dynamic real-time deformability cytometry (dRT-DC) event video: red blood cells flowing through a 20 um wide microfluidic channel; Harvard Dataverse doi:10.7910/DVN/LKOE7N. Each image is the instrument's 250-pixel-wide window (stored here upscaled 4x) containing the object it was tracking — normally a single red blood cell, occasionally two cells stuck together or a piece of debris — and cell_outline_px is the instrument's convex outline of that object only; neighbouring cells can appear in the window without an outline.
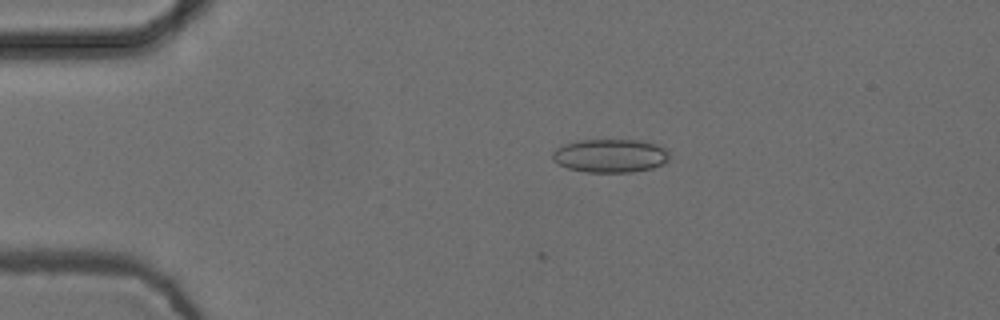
{"species": "common noctule bat (a hibernating species)", "species_latin": "Nyctalus noctula", "temperature_condition": "cold", "stored_images_in_passage": 4, "camera_frame_rate_fps": 3000, "um_per_image_px": 0.085, "animal": {"sex": "female", "body_mass_g": 24.6, "forearm_length_mm": 56.2}, "frame": {"image": 1, "passage_image": 1, "time_ms": 0.0, "image_size_px": [1000, 320], "cell_outline_px": [[672, 156], [664, 164], [652, 168], [632, 172], [584, 172], [568, 168], [552, 160], [552, 152], [556, 148], [564, 144], [580, 140], [640, 140], [656, 144], [668, 148]], "centroid_in_image_um": [51.93, 13.23], "position_along_channel_um": 33.1, "area_um2": 23.12}}